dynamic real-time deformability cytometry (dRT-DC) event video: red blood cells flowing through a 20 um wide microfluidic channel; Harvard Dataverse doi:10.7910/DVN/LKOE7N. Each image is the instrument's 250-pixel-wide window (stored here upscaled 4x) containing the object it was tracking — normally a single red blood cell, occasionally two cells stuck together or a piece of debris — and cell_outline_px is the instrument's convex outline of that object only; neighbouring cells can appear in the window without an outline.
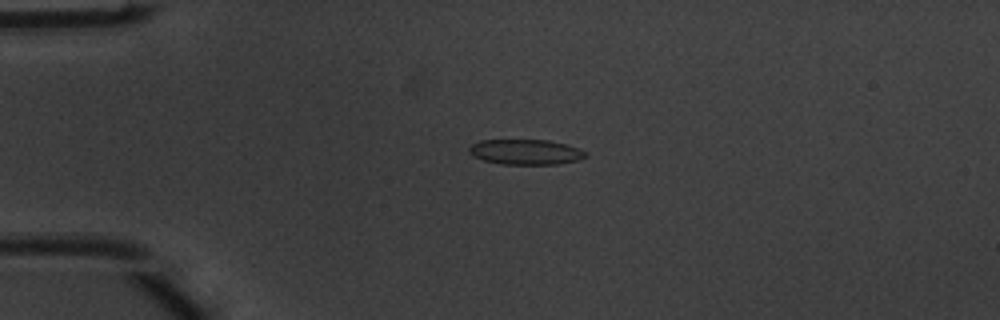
{"species": "common noctule bat (a hibernating species)", "species_latin": "Nyctalus noctula", "temperature_condition": "warm", "stored_images_in_passage": 46, "camera_frame_rate_fps": 3000, "um_per_image_px": 0.085, "animal": {"sex": "male", "body_mass_g": 20.1, "forearm_length_mm": 53.5}, "frame": {"image": 1, "passage_image": 8, "time_ms": 2.333, "image_size_px": [1000, 320], "cell_outline_px": [[588, 156], [580, 160], [556, 164], [500, 164], [484, 160], [472, 156], [468, 152], [468, 148], [472, 144], [480, 140], [548, 140], [568, 144], [580, 148], [588, 152]], "centroid_in_image_um": [44.72, 12.91], "position_along_channel_um": 40.3, "area_um2": 17.4}}
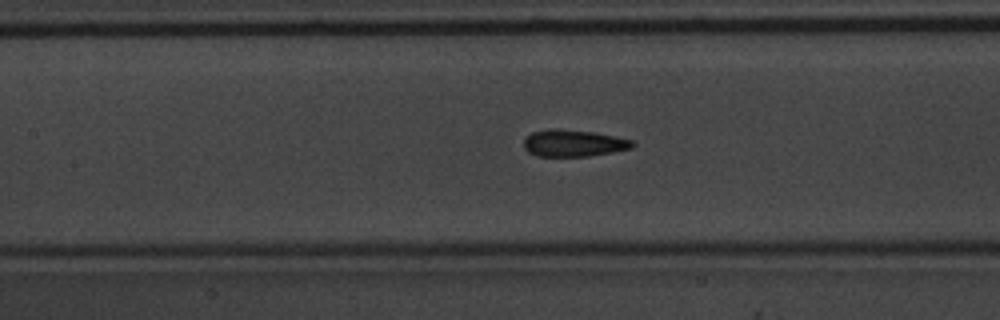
{"frame": {"image": 2, "passage_image": 19, "time_ms": 6.0, "image_size_px": [1000, 320], "cell_outline_px": [[636, 144], [632, 148], [612, 152], [588, 156], [536, 156], [528, 152], [524, 148], [524, 140], [532, 132], [552, 128], [560, 128], [596, 132], [632, 140]], "centroid_in_image_um": [48.75, 12.16], "position_along_channel_um": 158.7, "area_um2": 17.11}}
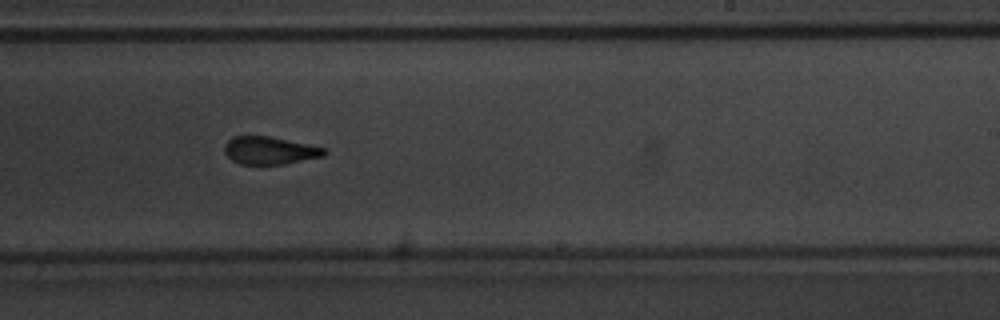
{"frame": {"image": 3, "passage_image": 27, "time_ms": 8.667, "image_size_px": [1000, 320], "cell_outline_px": [[328, 152], [324, 156], [284, 164], [240, 164], [232, 160], [224, 152], [224, 144], [232, 136], [268, 136], [324, 148]], "centroid_in_image_um": [22.89, 12.79], "position_along_channel_um": 266.1, "area_um2": 15.95}, "authors_computed_cell_mechanics": {"area_um2": 17.0221, "velocity_mm_per_s": 4.0374, "shape_relaxation_time_tau1_ms": 3.2769, "shape_relaxation_time_tau2_ms": 1.415, "deformation_change_tau1": 0.1303, "deformation_change_tau2": 0.0823}}